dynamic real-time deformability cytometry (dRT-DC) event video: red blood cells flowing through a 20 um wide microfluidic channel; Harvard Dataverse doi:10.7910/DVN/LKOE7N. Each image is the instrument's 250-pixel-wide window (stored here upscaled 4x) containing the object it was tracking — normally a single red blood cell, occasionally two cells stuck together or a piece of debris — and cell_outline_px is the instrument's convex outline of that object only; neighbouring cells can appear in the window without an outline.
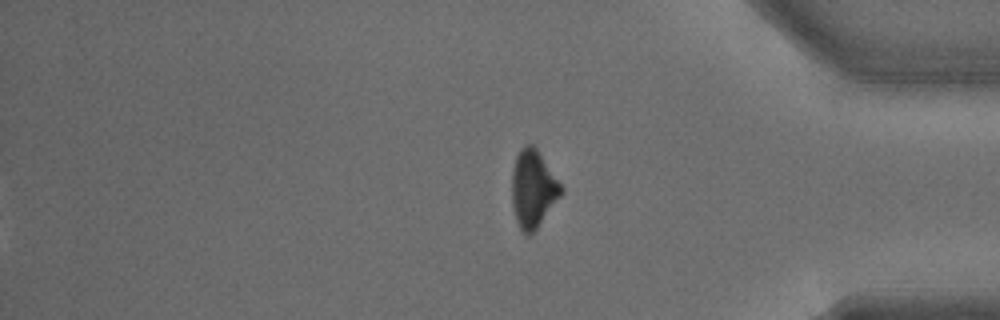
{"species": "common noctule bat (a hibernating species)", "species_latin": "Nyctalus noctula", "temperature_condition": "warm", "stored_images_in_passage": 35, "segment_of_instrument_passage": [2, 2], "camera_frame_rate_fps": 3000, "um_per_image_px": 0.085, "animal": {"sex": "male", "body_mass_g": 15.6}, "frame": {"image": 1, "passage_image": 35, "time_ms": 11.333, "image_size_px": [1000, 320], "cell_outline_px": [[564, 192], [536, 228], [528, 236], [524, 236], [516, 220], [512, 204], [512, 168], [516, 156], [520, 148], [524, 144], [532, 144], [536, 148], [564, 188]], "centroid_in_image_um": [45.3, 16.04], "position_along_channel_um": 389.9, "area_um2": 22.2}}